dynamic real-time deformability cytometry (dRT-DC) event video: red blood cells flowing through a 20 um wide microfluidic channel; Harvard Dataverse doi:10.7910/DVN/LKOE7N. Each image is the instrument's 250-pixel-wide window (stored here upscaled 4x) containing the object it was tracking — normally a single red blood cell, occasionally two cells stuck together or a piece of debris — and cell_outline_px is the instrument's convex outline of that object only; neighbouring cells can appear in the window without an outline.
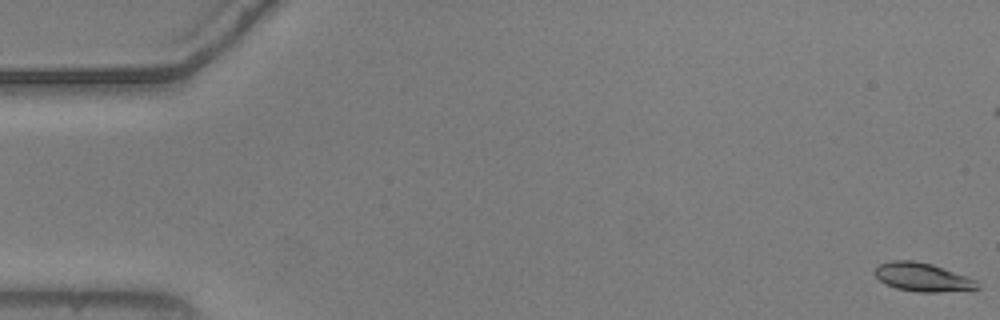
{"species": "common noctule bat (a hibernating species)", "species_latin": "Nyctalus noctula", "temperature_condition": "warm", "stored_images_in_passage": 56, "camera_frame_rate_fps": 3000, "um_per_image_px": 0.085, "animal": {"sex": "male", "body_mass_g": 20.5, "forearm_length_mm": 52.5}, "frame": {"image": 1, "passage_image": 1, "time_ms": 0.0, "image_size_px": [1000, 320], "cell_outline_px": [[980, 288], [940, 292], [916, 292], [896, 288], [884, 284], [876, 276], [876, 268], [880, 264], [892, 260], [912, 260], [932, 264], [968, 276], [976, 280], [980, 284]], "centroid_in_image_um": [78.44, 23.56], "position_along_channel_um": 6.6, "area_um2": 17.05}}
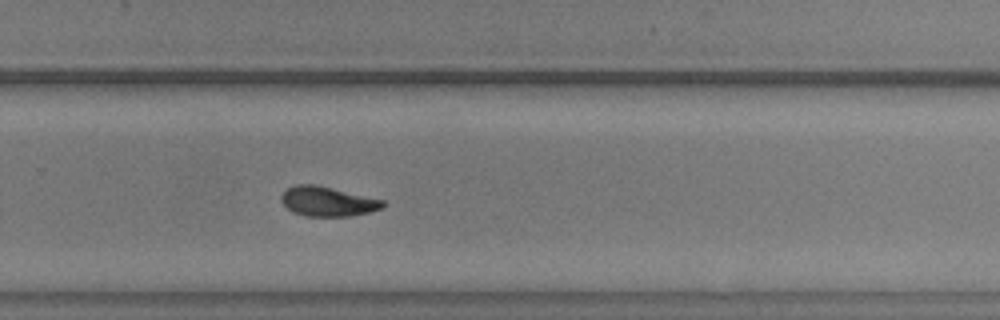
{"frame": {"image": 2, "passage_image": 37, "time_ms": 12.0, "image_size_px": [1000, 320], "cell_outline_px": [[388, 204], [384, 208], [368, 212], [348, 216], [304, 216], [292, 212], [280, 200], [280, 196], [288, 188], [296, 184], [312, 184], [332, 188], [384, 200]], "centroid_in_image_um": [27.86, 17.13], "position_along_channel_um": 301.9, "area_um2": 17.51}}
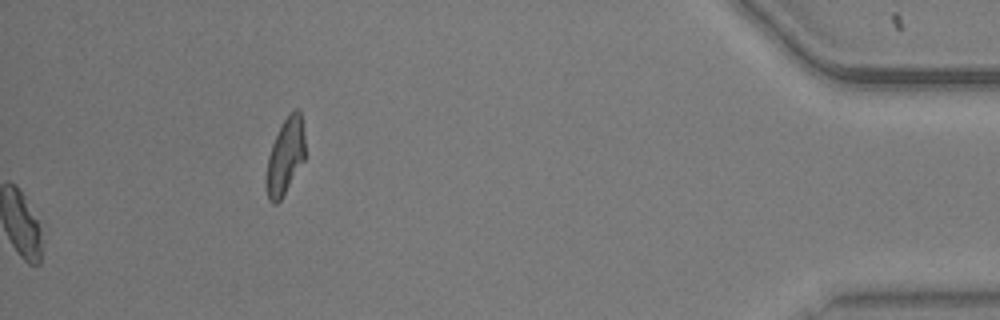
{"frame": {"image": 3, "passage_image": 56, "time_ms": 18.333, "image_size_px": [1000, 320], "cell_outline_px": [[304, 160], [280, 200], [276, 204], [272, 204], [268, 200], [264, 184], [264, 180], [268, 156], [272, 144], [284, 120], [296, 108], [300, 108], [304, 136]], "centroid_in_image_um": [24.21, 13.34], "position_along_channel_um": 411.0, "area_um2": 17.17}, "authors_computed_cell_mechanics": {"area_um2": 17.5134, "velocity_mm_per_s": 3.7101, "shape_relaxation_time_tau1_ms": 5.2739, "shape_relaxation_time_tau2_ms": 4.6436, "deformation_change_tau1": 0.1366, "deformation_change_tau2": 0.1064}}